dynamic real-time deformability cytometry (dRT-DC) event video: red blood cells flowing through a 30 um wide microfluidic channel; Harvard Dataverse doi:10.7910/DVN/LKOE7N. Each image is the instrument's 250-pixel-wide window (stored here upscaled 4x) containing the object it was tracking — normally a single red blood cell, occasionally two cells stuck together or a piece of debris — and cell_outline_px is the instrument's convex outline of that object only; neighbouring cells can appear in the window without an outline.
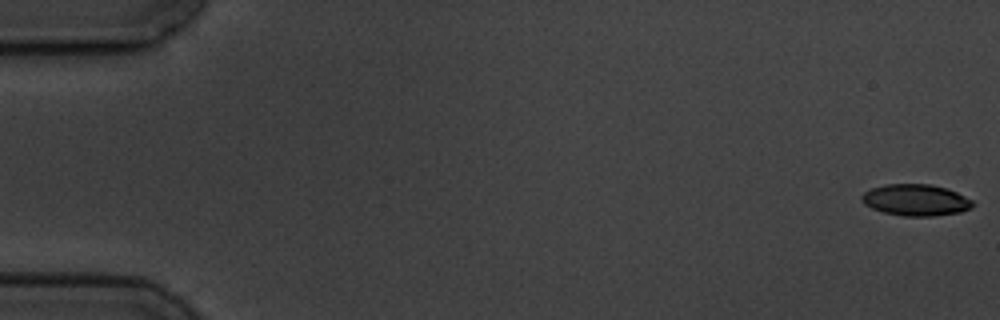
{"species": "common noctule bat (a hibernating species)", "species_latin": "Nyctalus noctula", "temperature_condition": "cold", "stored_images_in_passage": 5, "camera_frame_rate_fps": 3000, "um_per_image_px": 0.085, "animal": {"sex": "male", "body_mass_g": 19.5, "forearm_length_mm": 54.6}, "frame": {"image": 1, "passage_image": 1, "time_ms": 0.0, "image_size_px": [1000, 320], "cell_outline_px": [[976, 204], [972, 208], [960, 212], [932, 216], [904, 216], [884, 212], [872, 208], [864, 204], [860, 200], [860, 196], [864, 192], [872, 188], [884, 184], [932, 184], [948, 188], [972, 200]], "centroid_in_image_um": [77.84, 16.99], "position_along_channel_um": 7.2, "area_um2": 20.52}}